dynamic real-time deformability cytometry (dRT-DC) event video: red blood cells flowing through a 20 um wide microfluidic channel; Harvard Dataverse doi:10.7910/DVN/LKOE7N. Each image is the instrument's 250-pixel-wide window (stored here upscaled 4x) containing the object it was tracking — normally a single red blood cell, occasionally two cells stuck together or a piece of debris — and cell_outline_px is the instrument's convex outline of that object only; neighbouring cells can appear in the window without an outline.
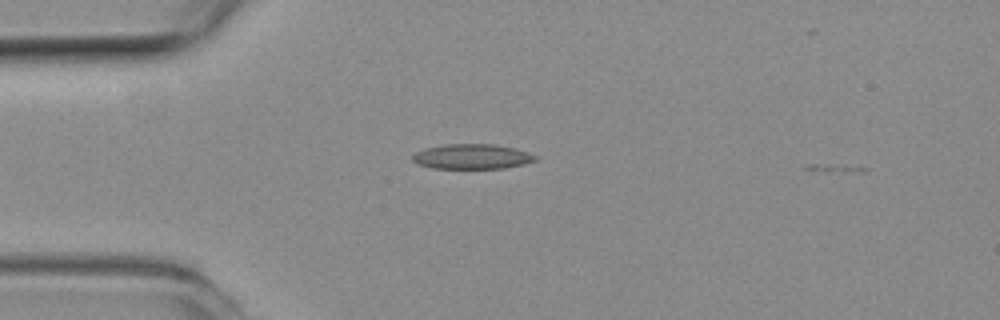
{"species": "common noctule bat (a hibernating species)", "species_latin": "Nyctalus noctula", "temperature_condition": "room temperature", "stored_images_in_passage": 38, "camera_frame_rate_fps": 3000, "um_per_image_px": 0.085, "animal": {"sex": "female", "body_mass_g": 19.3, "forearm_length_mm": 54.1}, "frame": {"image": 1, "passage_image": 1, "time_ms": 0.0, "image_size_px": [1000, 320], "cell_outline_px": [[536, 160], [504, 168], [432, 168], [416, 164], [412, 160], [412, 156], [416, 152], [424, 148], [444, 144], [492, 144], [516, 148], [528, 152], [536, 156]], "centroid_in_image_um": [40.07, 13.3], "position_along_channel_um": 44.9, "area_um2": 17.8}}
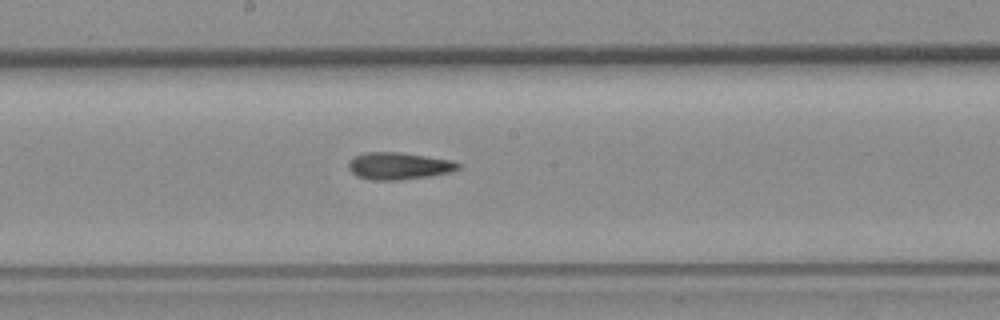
{"frame": {"image": 2, "passage_image": 16, "time_ms": 5.0, "image_size_px": [1000, 320], "cell_outline_px": [[460, 168], [452, 172], [432, 176], [400, 180], [368, 180], [356, 176], [348, 168], [348, 164], [356, 156], [364, 152], [400, 152], [452, 160], [460, 164]], "centroid_in_image_um": [33.92, 14.11], "position_along_channel_um": 214.3, "area_um2": 17.46}}
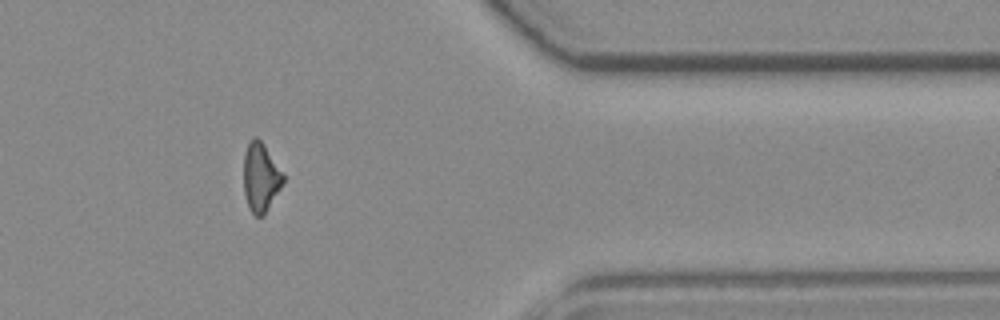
{"frame": {"image": 3, "passage_image": 32, "time_ms": 10.333, "image_size_px": [1000, 320], "cell_outline_px": [[284, 180], [280, 188], [264, 216], [256, 216], [248, 208], [244, 196], [244, 152], [248, 140], [252, 136], [256, 136], [264, 144], [284, 176]], "centroid_in_image_um": [22.12, 15.06], "position_along_channel_um": 389.3, "area_um2": 15.9}}